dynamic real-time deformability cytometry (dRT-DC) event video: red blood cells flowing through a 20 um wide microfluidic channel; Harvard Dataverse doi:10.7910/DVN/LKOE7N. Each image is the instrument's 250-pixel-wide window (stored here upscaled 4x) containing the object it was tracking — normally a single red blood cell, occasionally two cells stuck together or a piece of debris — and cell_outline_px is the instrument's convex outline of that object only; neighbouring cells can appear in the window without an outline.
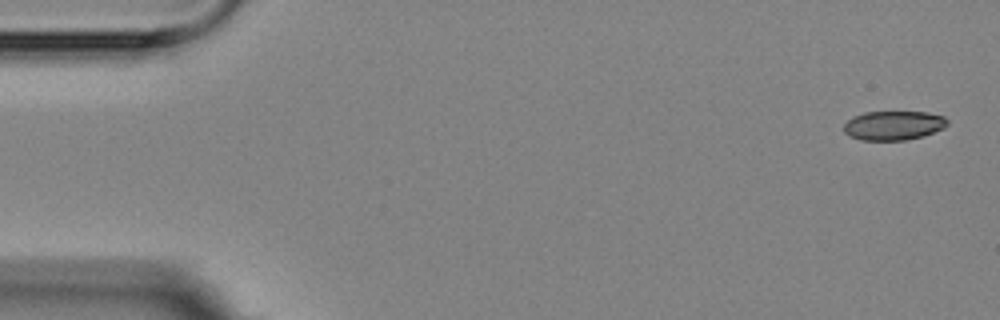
{"species": "Egyptian fruit bat (a non-hibernating species)", "species_latin": "Rousettus aegyptiacus", "temperature_condition": "room temperature", "stored_images_in_passage": 5, "camera_frame_rate_fps": 3000, "um_per_image_px": 0.085, "animal": {"sex": "female"}, "frame": {"image": 1, "passage_image": 1, "time_ms": 0.0, "image_size_px": [1000, 320], "cell_outline_px": [[948, 124], [944, 128], [924, 136], [904, 140], [860, 140], [848, 136], [844, 132], [844, 124], [852, 116], [864, 112], [928, 112], [944, 116], [948, 120]], "centroid_in_image_um": [75.94, 10.66], "position_along_channel_um": 9.1, "area_um2": 17.8}}
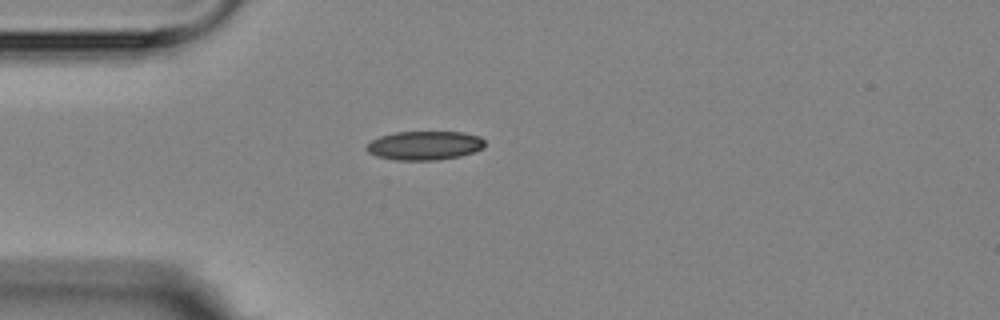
{"frame": {"image": 2, "passage_image": 5, "time_ms": 4.333, "image_size_px": [1000, 320], "cell_outline_px": [[484, 148], [460, 156], [436, 160], [396, 160], [376, 156], [368, 152], [364, 148], [372, 140], [380, 136], [396, 132], [464, 132], [480, 136], [484, 140]], "centroid_in_image_um": [36.09, 12.36], "position_along_channel_um": 48.9, "area_um2": 19.94}}